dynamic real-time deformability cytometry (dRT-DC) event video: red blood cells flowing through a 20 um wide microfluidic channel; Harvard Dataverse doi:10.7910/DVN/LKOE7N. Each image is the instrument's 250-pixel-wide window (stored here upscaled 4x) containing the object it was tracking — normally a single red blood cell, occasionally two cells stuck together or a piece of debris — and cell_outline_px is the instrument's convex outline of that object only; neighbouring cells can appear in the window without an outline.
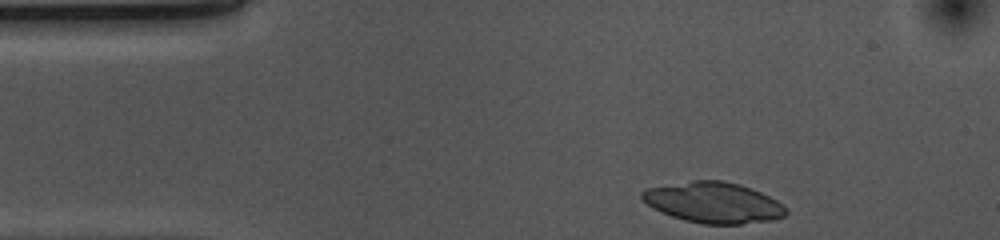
{"species": "common noctule bat (a hibernating species)", "species_latin": "Nyctalus noctula", "temperature_condition": "cold", "stored_images_in_passage": 35, "camera_frame_rate_fps": 3000, "um_per_image_px": 0.085, "animal": {"sex": "female", "body_mass_g": 10.0, "forearm_length_mm": 53.1}, "frame": {"image": 1, "passage_image": 1, "time_ms": 0.0, "image_size_px": [1000, 240], "cell_outline_px": [[788, 212], [784, 216], [772, 220], [740, 224], [704, 224], [684, 220], [660, 212], [652, 208], [640, 196], [640, 192], [648, 188], [692, 180], [724, 180], [740, 184], [760, 192], [776, 200]], "centroid_in_image_um": [60.62, 17.21], "position_along_channel_um": 24.4, "area_um2": 34.04}}